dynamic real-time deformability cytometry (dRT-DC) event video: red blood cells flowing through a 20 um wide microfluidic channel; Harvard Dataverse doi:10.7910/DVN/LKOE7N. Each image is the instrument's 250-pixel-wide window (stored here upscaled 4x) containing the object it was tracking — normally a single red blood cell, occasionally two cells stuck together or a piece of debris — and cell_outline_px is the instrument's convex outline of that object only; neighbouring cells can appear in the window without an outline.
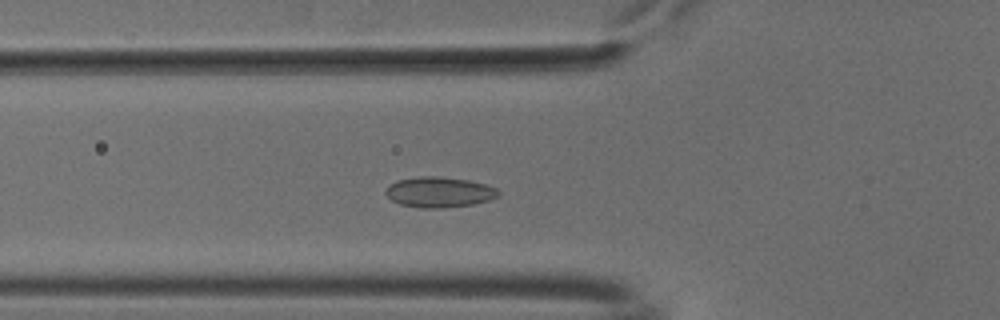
{"species": "common noctule bat (a hibernating species)", "species_latin": "Nyctalus noctula", "temperature_condition": "cold", "stored_images_in_passage": 50, "camera_frame_rate_fps": 3000, "um_per_image_px": 0.085, "animal": {"sex": "male", "body_mass_g": 18.8}, "frame": {"image": 1, "passage_image": 16, "time_ms": 5.0, "image_size_px": [1000, 320], "cell_outline_px": [[500, 196], [488, 200], [472, 204], [444, 208], [420, 208], [400, 204], [392, 200], [384, 192], [396, 180], [420, 176], [440, 176], [468, 180], [484, 184], [496, 188], [500, 192]], "centroid_in_image_um": [37.34, 16.33], "position_along_channel_um": 88.5, "area_um2": 19.94}}
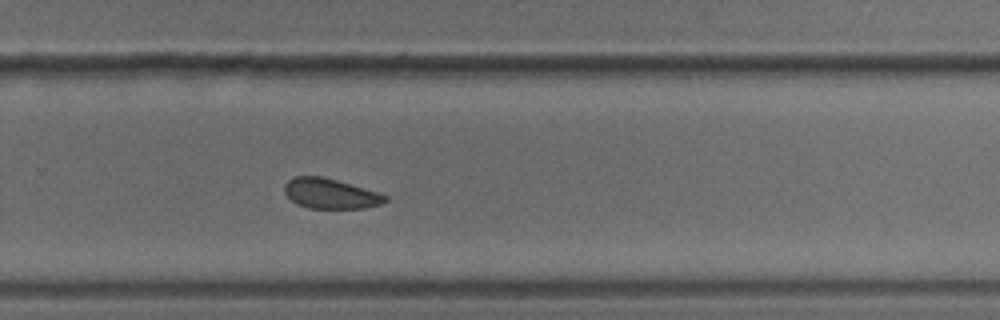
{"frame": {"image": 2, "passage_image": 33, "time_ms": 10.667, "image_size_px": [1000, 320], "cell_outline_px": [[388, 200], [380, 204], [364, 208], [308, 208], [296, 204], [284, 192], [284, 184], [292, 176], [320, 176], [336, 180], [376, 192], [388, 196]], "centroid_in_image_um": [28.04, 16.46], "position_along_channel_um": 301.8, "area_um2": 17.51}}
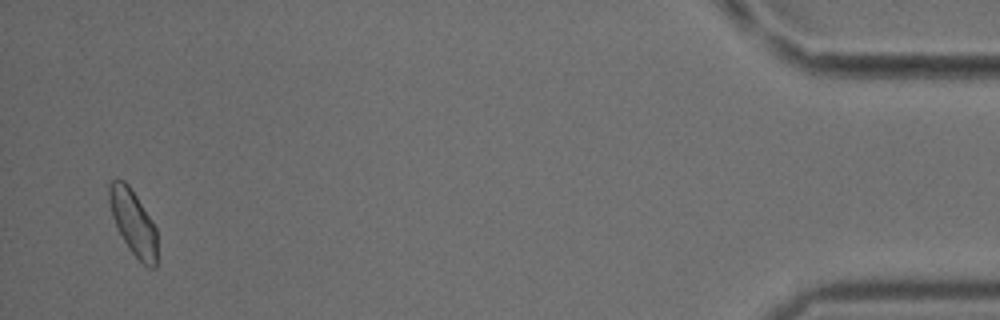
{"frame": {"image": 3, "passage_image": 49, "time_ms": 16.0, "image_size_px": [1000, 320], "cell_outline_px": [[156, 268], [148, 268], [128, 248], [112, 216], [108, 200], [108, 184], [112, 180], [124, 180], [128, 184], [152, 220], [156, 228]], "centroid_in_image_um": [11.31, 18.89], "position_along_channel_um": 423.9, "area_um2": 17.98}, "authors_computed_cell_mechanics": {"area_um2": 18.7561, "velocity_mm_per_s": 3.7585, "shape_relaxation_time_tau1_ms": null, "shape_relaxation_time_tau2_ms": 2.37, "deformation_change_tau1": null, "deformation_change_tau2": 0.0733}}